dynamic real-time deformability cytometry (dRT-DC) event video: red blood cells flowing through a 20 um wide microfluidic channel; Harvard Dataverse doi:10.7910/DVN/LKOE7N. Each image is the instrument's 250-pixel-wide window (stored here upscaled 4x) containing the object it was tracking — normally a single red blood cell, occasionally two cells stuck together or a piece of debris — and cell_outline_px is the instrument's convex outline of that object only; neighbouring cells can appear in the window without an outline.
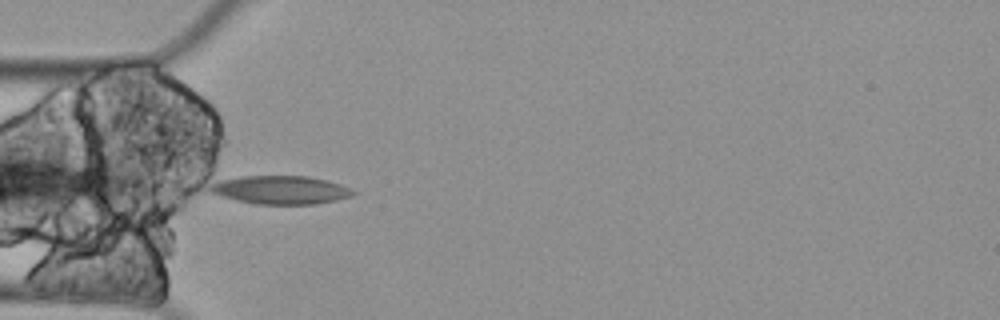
{"species": "Egyptian fruit bat (a non-hibernating species)", "species_latin": "Rousettus aegyptiacus", "temperature_condition": "cold", "stored_images_in_passage": 3, "camera_frame_rate_fps": 3000, "um_per_image_px": 0.085, "animal": {"sex": "female"}, "frame": {"image": 1, "passage_image": 2, "time_ms": 0.333, "image_size_px": [1000, 320], "cell_outline_px": [[356, 192], [352, 196], [336, 200], [316, 204], [256, 204], [236, 200], [212, 192], [208, 188], [212, 184], [220, 180], [240, 176], [308, 176], [340, 184], [352, 188]], "centroid_in_image_um": [23.89, 16.14], "position_along_channel_um": 61.1, "area_um2": 23.47}}
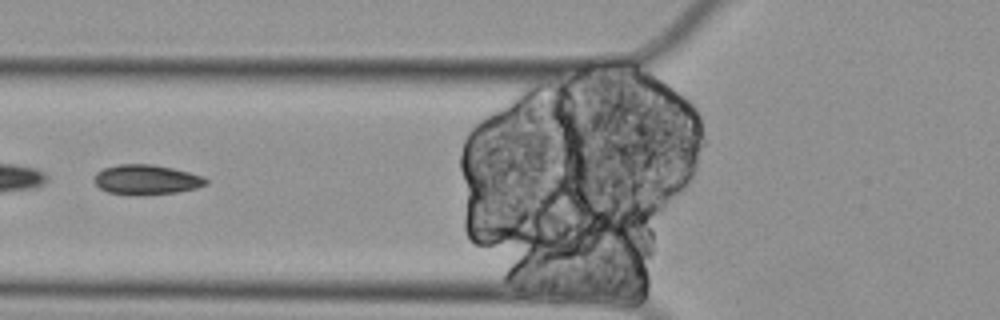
{"frame": {"image": 2, "passage_image": 3, "time_ms": 0.667, "image_size_px": [1000, 320], "cell_outline_px": [[208, 184], [196, 188], [176, 192], [108, 192], [100, 188], [92, 180], [96, 172], [104, 168], [120, 164], [152, 164], [172, 168], [204, 176], [208, 180]], "centroid_in_image_um": [12.46, 15.21], "position_along_channel_um": 113.3, "area_um2": 18.61}}